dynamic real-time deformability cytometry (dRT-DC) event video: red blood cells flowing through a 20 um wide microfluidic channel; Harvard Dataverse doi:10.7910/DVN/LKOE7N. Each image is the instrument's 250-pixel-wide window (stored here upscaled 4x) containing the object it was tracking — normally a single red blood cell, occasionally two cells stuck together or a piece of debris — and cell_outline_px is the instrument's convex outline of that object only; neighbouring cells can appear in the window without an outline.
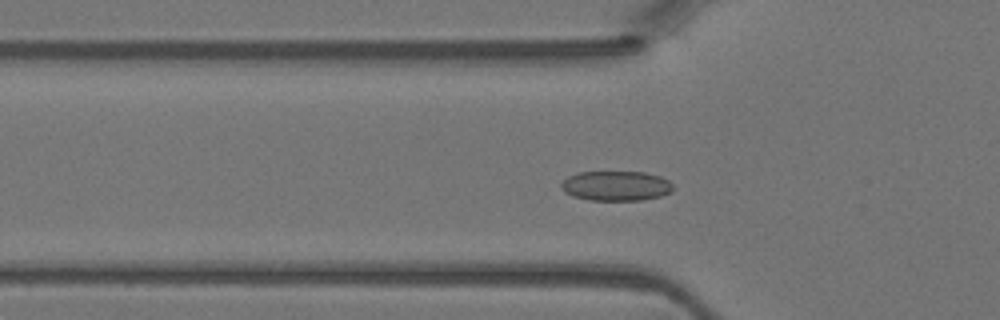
{"species": "Egyptian fruit bat (a non-hibernating species)", "species_latin": "Rousettus aegyptiacus", "temperature_condition": "warm", "stored_images_in_passage": 43, "camera_frame_rate_fps": 3000, "um_per_image_px": 0.085, "animal": {"sex": "female"}, "frame": {"image": 1, "passage_image": 12, "time_ms": 3.667, "image_size_px": [1000, 320], "cell_outline_px": [[672, 192], [660, 196], [640, 200], [588, 200], [572, 196], [564, 192], [560, 188], [560, 184], [568, 176], [576, 172], [644, 172], [660, 176], [668, 180], [672, 184]], "centroid_in_image_um": [52.33, 15.8], "position_along_channel_um": 73.5, "area_um2": 19.54}}
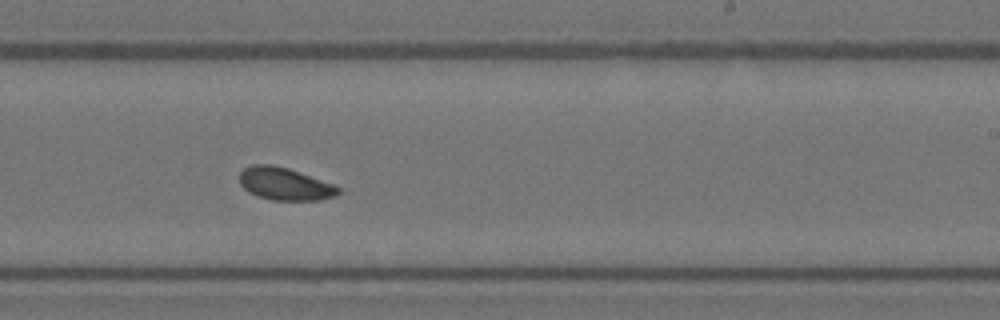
{"frame": {"image": 2, "passage_image": 25, "time_ms": 8.0, "image_size_px": [1000, 320], "cell_outline_px": [[340, 192], [336, 196], [320, 200], [272, 200], [256, 196], [248, 192], [240, 184], [240, 172], [244, 168], [252, 164], [272, 164], [288, 168], [336, 184], [340, 188]], "centroid_in_image_um": [24.23, 15.63], "position_along_channel_um": 264.8, "area_um2": 19.02}}
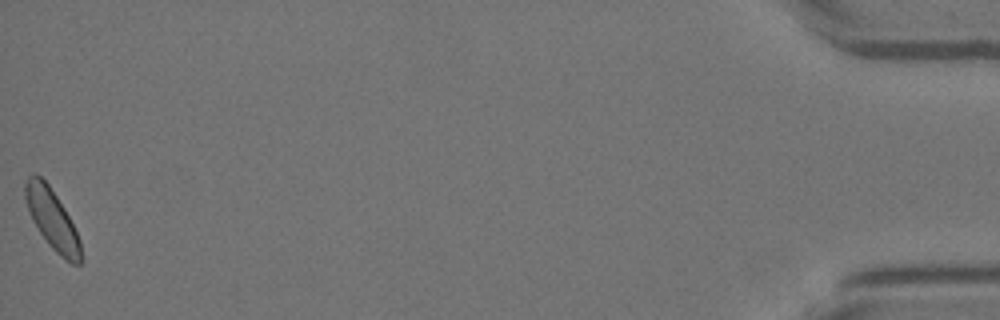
{"frame": {"image": 3, "passage_image": 43, "time_ms": 14.0, "image_size_px": [1000, 320], "cell_outline_px": [[84, 260], [80, 264], [72, 264], [64, 260], [48, 244], [32, 220], [24, 196], [24, 184], [28, 176], [32, 172], [36, 172], [48, 184], [64, 208], [80, 240]], "centroid_in_image_um": [4.44, 18.66], "position_along_channel_um": 430.8, "area_um2": 19.54}}